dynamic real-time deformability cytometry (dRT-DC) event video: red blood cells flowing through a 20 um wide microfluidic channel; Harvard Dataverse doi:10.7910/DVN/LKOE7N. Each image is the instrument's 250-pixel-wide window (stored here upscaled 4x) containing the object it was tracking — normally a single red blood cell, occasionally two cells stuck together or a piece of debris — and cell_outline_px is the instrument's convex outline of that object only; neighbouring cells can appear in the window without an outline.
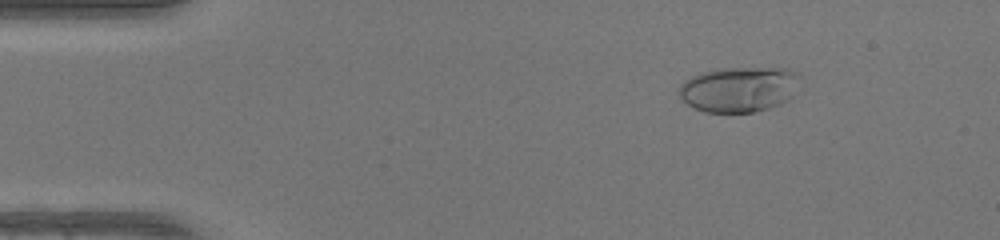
{"species": "human", "species_latin": "Homo sapiens", "temperature_condition": "warm", "stored_images_in_passage": 49, "camera_frame_rate_fps": 3000, "um_per_image_px": 0.085, "donor": {"sex": "female"}, "frame": {"image": 1, "passage_image": 7, "time_ms": 2.0, "image_size_px": [1000, 240], "cell_outline_px": [[800, 76], [792, 96], [788, 100], [780, 104], [768, 108], [752, 112], [704, 112], [688, 104], [680, 96], [680, 84], [684, 80], [700, 72], [716, 68], [788, 68], [800, 72]], "centroid_in_image_um": [62.83, 7.56], "position_along_channel_um": 22.2, "area_um2": 32.02}}
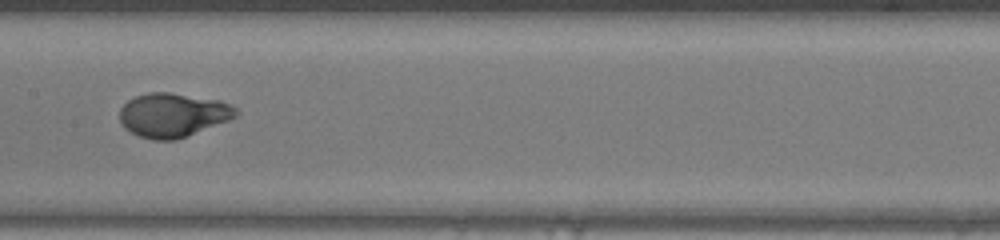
{"frame": {"image": 2, "passage_image": 25, "time_ms": 8.0, "image_size_px": [1000, 240], "cell_outline_px": [[240, 112], [236, 116], [228, 120], [176, 140], [152, 140], [140, 136], [124, 128], [120, 124], [120, 108], [128, 100], [136, 96], [148, 92], [168, 92], [220, 100], [232, 104]], "centroid_in_image_um": [14.69, 9.77], "position_along_channel_um": 192.7, "area_um2": 29.82}}
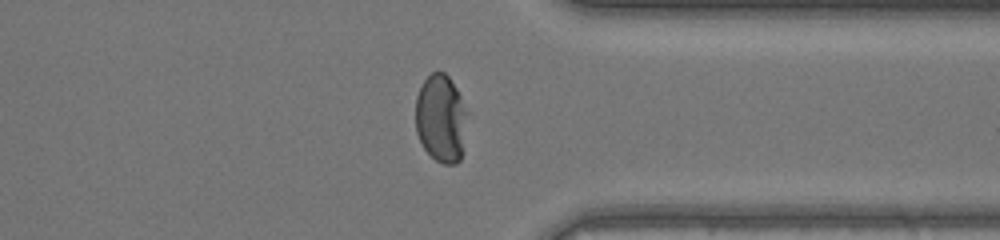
{"frame": {"image": 3, "passage_image": 38, "time_ms": 12.333, "image_size_px": [1000, 240], "cell_outline_px": [[468, 112], [460, 160], [456, 164], [444, 164], [436, 160], [424, 148], [416, 132], [416, 96], [424, 80], [432, 72], [444, 72], [448, 76], [456, 88]], "centroid_in_image_um": [37.48, 10.06], "position_along_channel_um": 373.9, "area_um2": 26.3}, "authors_computed_cell_mechanics": {"area_um2": 29.2468, "velocity_mm_per_s": 4.2628, "shape_relaxation_time_tau1_ms": 4.507, "shape_relaxation_time_tau2_ms": null, "deformation_change_tau1": 0.2911, "deformation_change_tau2": null}}